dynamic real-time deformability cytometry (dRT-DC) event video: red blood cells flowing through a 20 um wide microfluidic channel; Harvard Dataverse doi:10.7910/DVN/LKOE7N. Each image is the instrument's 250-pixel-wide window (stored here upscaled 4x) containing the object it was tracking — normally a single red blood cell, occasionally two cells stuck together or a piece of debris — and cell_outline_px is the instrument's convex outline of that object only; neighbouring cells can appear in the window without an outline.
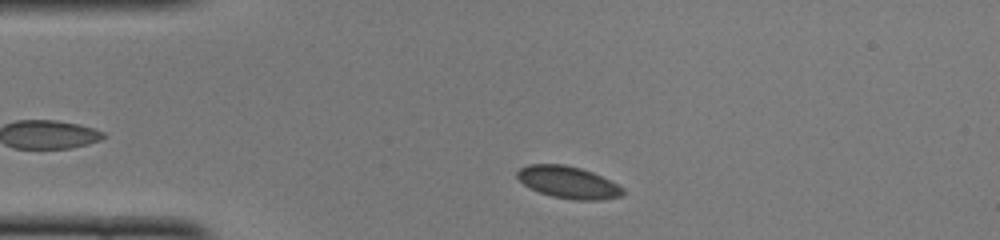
{"species": "common noctule bat (a hibernating species)", "species_latin": "Nyctalus noctula", "temperature_condition": "cold", "stored_images_in_passage": 35, "camera_frame_rate_fps": 3000, "um_per_image_px": 0.085, "animal": {"sex": "female", "body_mass_g": 22.0, "forearm_length_mm": 56.7}, "frame": {"image": 1, "passage_image": 4, "time_ms": 1.0, "image_size_px": [1000, 240], "cell_outline_px": [[624, 192], [620, 196], [600, 200], [572, 200], [552, 196], [540, 192], [524, 184], [516, 176], [516, 172], [520, 168], [528, 164], [564, 164], [580, 168], [592, 172], [624, 188]], "centroid_in_image_um": [48.28, 15.49], "position_along_channel_um": 36.7, "area_um2": 19.54}}
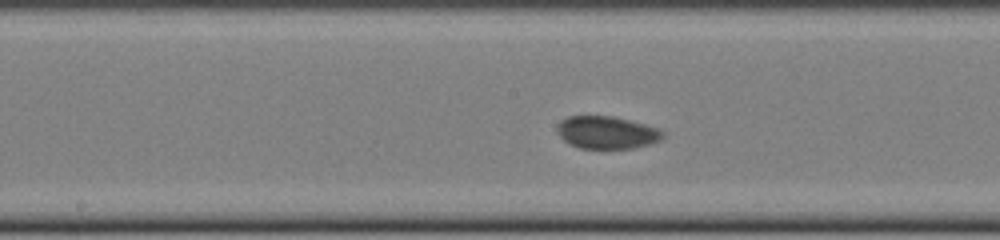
{"frame": {"image": 2, "passage_image": 19, "time_ms": 6.0, "image_size_px": [1000, 240], "cell_outline_px": [[664, 136], [660, 140], [648, 144], [632, 148], [580, 148], [564, 140], [556, 132], [556, 128], [560, 120], [568, 116], [612, 116], [660, 128], [664, 132]], "centroid_in_image_um": [51.57, 11.25], "position_along_channel_um": 196.6, "area_um2": 19.94}}
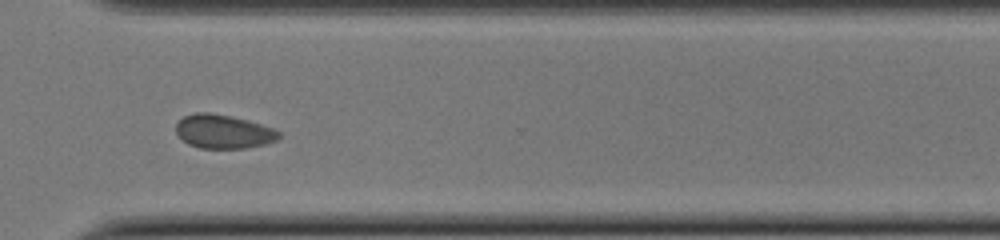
{"frame": {"image": 3, "passage_image": 31, "time_ms": 10.0, "image_size_px": [1000, 240], "cell_outline_px": [[280, 136], [276, 140], [264, 144], [244, 148], [200, 148], [188, 144], [176, 132], [176, 124], [184, 116], [196, 112], [208, 112], [232, 116], [248, 120], [272, 128], [280, 132]], "centroid_in_image_um": [18.98, 11.17], "position_along_channel_um": 351.6, "area_um2": 20.11}, "authors_computed_cell_mechanics": {"area_um2": 19.8254, "velocity_mm_per_s": 3.8382, "shape_relaxation_time_tau1_ms": 8.1629, "shape_relaxation_time_tau2_ms": 1.7004, "deformation_change_tau1": 0.0726, "deformation_change_tau2": 0.0359}}